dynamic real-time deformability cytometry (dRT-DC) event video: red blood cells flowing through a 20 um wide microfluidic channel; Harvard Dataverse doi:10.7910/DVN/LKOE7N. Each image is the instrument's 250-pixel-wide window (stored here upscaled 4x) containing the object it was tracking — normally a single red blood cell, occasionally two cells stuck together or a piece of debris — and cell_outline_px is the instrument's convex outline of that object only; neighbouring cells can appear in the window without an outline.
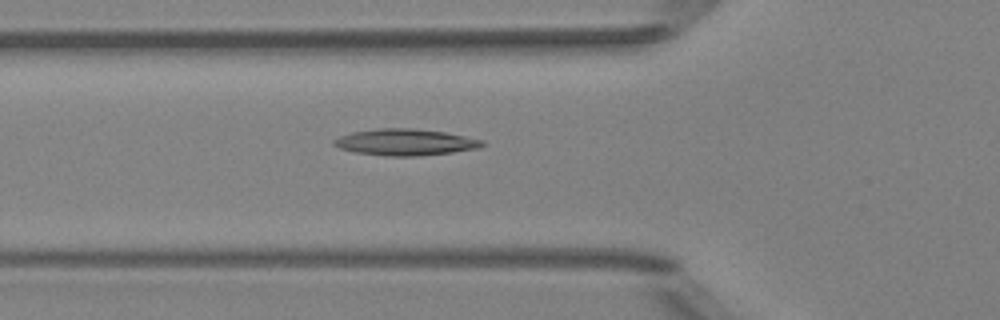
{"species": "Egyptian fruit bat (a non-hibernating species)", "species_latin": "Rousettus aegyptiacus", "temperature_condition": "room temperature", "stored_images_in_passage": 52, "camera_frame_rate_fps": 3000, "um_per_image_px": 0.085, "animal": {"sex": "female"}, "frame": {"image": 1, "passage_image": 19, "time_ms": 6.0, "image_size_px": [1000, 320], "cell_outline_px": [[484, 144], [480, 148], [452, 152], [416, 156], [388, 156], [356, 152], [340, 148], [332, 144], [332, 140], [340, 136], [352, 132], [376, 128], [412, 128], [444, 132], [484, 140]], "centroid_in_image_um": [34.44, 12.08], "position_along_channel_um": 91.4, "area_um2": 22.77}}
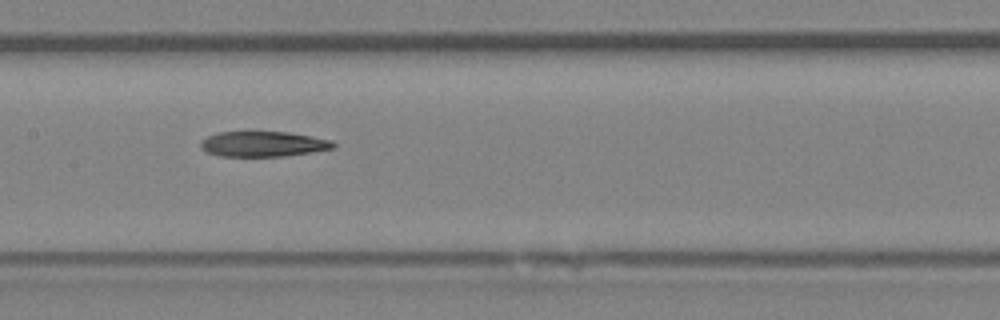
{"frame": {"image": 2, "passage_image": 26, "time_ms": 8.333, "image_size_px": [1000, 320], "cell_outline_px": [[336, 148], [312, 152], [284, 156], [220, 156], [208, 152], [200, 144], [200, 140], [208, 136], [220, 132], [288, 132], [312, 136], [332, 140], [336, 144]], "centroid_in_image_um": [22.42, 12.24], "position_along_channel_um": 185.0, "area_um2": 19.48}}
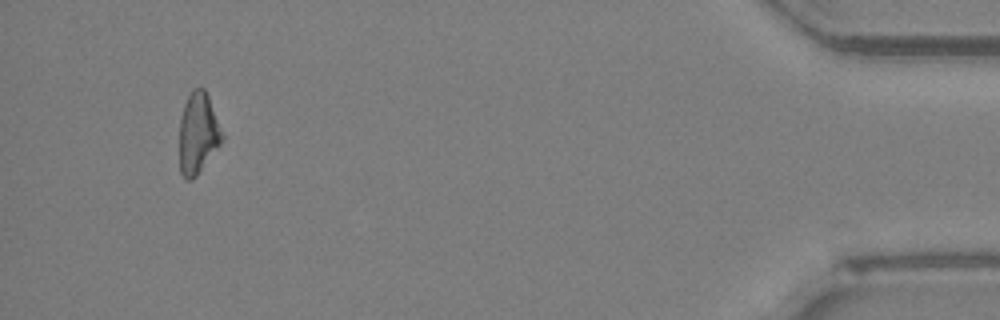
{"frame": {"image": 3, "passage_image": 49, "time_ms": 16.0, "image_size_px": [1000, 320], "cell_outline_px": [[224, 140], [196, 176], [192, 180], [188, 180], [180, 172], [180, 120], [184, 104], [188, 96], [196, 88], [204, 88], [208, 96], [224, 136]], "centroid_in_image_um": [16.84, 11.35], "position_along_channel_um": 418.4, "area_um2": 19.88}}